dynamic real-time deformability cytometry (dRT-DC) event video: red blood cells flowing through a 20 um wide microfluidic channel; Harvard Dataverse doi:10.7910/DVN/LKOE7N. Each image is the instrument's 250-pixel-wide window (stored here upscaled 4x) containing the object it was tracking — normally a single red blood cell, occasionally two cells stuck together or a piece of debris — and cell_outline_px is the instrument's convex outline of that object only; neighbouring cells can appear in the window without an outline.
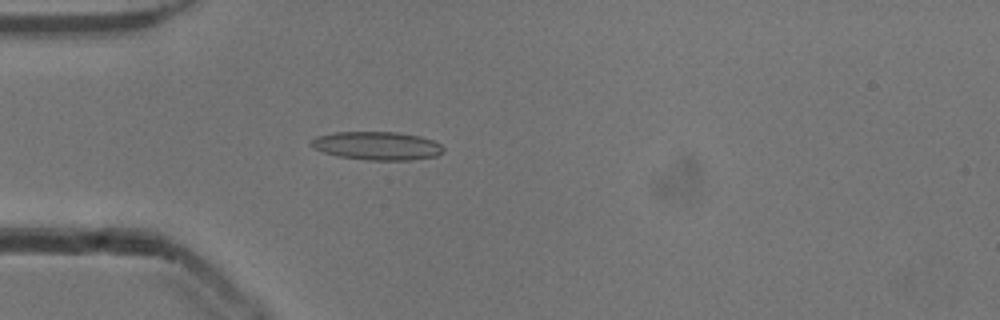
{"species": "common noctule bat (a hibernating species)", "species_latin": "Nyctalus noctula", "temperature_condition": "cold", "stored_images_in_passage": 18, "camera_frame_rate_fps": 3000, "um_per_image_px": 0.085, "animal": {"sex": "male", "body_mass_g": 13.3}, "frame": {"image": 1, "passage_image": 15, "time_ms": 4.667, "image_size_px": [1000, 320], "cell_outline_px": [[444, 152], [436, 156], [412, 160], [368, 160], [336, 156], [324, 152], [308, 144], [316, 136], [336, 132], [396, 132], [420, 136], [432, 140], [440, 144], [444, 148]], "centroid_in_image_um": [32.06, 12.39], "position_along_channel_um": 52.9, "area_um2": 21.85}}